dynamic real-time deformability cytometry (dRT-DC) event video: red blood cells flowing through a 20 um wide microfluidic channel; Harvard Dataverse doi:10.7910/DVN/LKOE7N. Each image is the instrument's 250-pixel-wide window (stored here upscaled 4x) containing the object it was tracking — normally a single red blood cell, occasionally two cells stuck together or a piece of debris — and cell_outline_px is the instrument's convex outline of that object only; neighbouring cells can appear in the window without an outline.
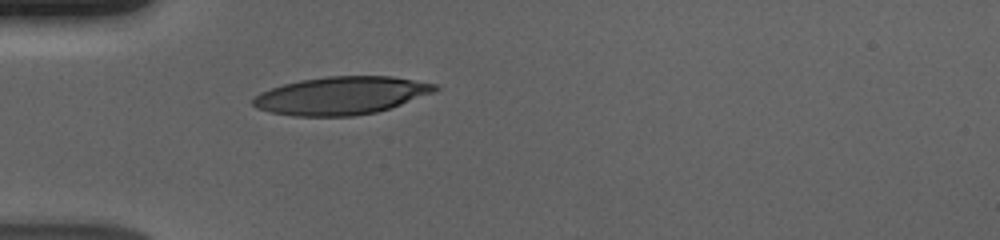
{"species": "human", "species_latin": "Homo sapiens", "temperature_condition": "cold", "stored_images_in_passage": 40, "camera_frame_rate_fps": 3000, "um_per_image_px": 0.085, "donor": {"sex": "male"}, "frame": {"image": 1, "passage_image": 1, "time_ms": 0.0, "image_size_px": [1000, 240], "cell_outline_px": [[440, 88], [436, 92], [376, 112], [352, 116], [292, 116], [272, 112], [256, 108], [252, 104], [252, 100], [260, 92], [284, 84], [300, 80], [328, 76], [392, 76], [436, 84]], "centroid_in_image_um": [29.01, 8.12], "position_along_channel_um": 56.0, "area_um2": 40.0}}
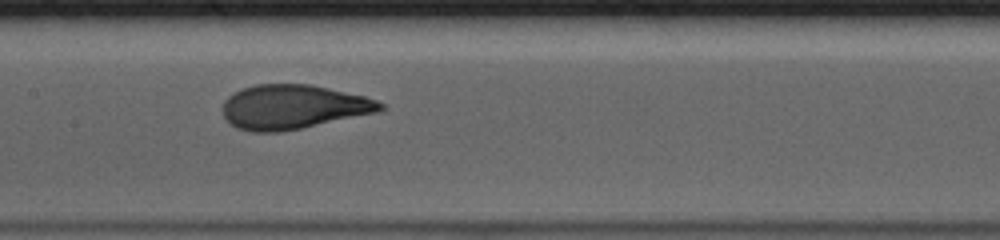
{"frame": {"image": 2, "passage_image": 12, "time_ms": 3.667, "image_size_px": [1000, 240], "cell_outline_px": [[384, 108], [376, 112], [300, 128], [280, 132], [252, 132], [236, 128], [224, 116], [224, 100], [228, 96], [244, 88], [256, 84], [308, 84], [328, 88], [364, 96], [376, 100], [384, 104]], "centroid_in_image_um": [24.89, 9.09], "position_along_channel_um": 182.5, "area_um2": 40.11}}
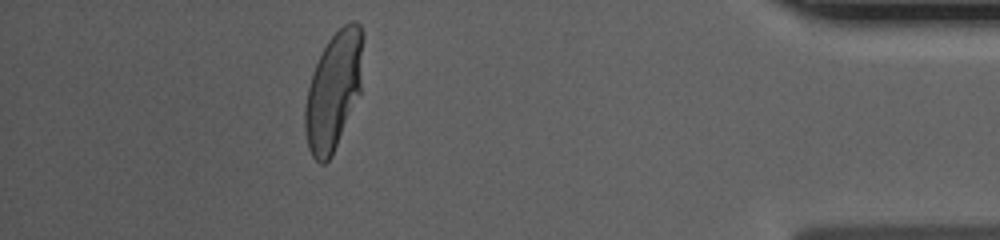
{"frame": {"image": 3, "passage_image": 34, "time_ms": 11.0, "image_size_px": [1000, 240], "cell_outline_px": [[364, 36], [360, 92], [332, 156], [324, 164], [320, 164], [312, 156], [308, 148], [304, 132], [304, 108], [308, 88], [312, 72], [328, 40], [344, 24], [352, 20], [356, 20], [360, 24], [364, 32]], "centroid_in_image_um": [28.35, 7.7], "position_along_channel_um": 406.8, "area_um2": 40.0}, "authors_computed_cell_mechanics": {"area_um2": 40.6045, "velocity_mm_per_s": 3.6792, "shape_relaxation_time_tau1_ms": 4.9674, "shape_relaxation_time_tau2_ms": null, "deformation_change_tau1": 0.2189, "deformation_change_tau2": null}}